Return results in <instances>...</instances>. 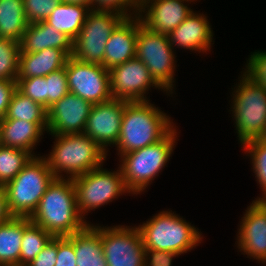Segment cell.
Masks as SVG:
<instances>
[{"instance_id": "obj_1", "label": "cell", "mask_w": 266, "mask_h": 266, "mask_svg": "<svg viewBox=\"0 0 266 266\" xmlns=\"http://www.w3.org/2000/svg\"><path fill=\"white\" fill-rule=\"evenodd\" d=\"M29 219L53 237L70 236L89 224L78 212L73 180L66 178L53 179Z\"/></svg>"}, {"instance_id": "obj_2", "label": "cell", "mask_w": 266, "mask_h": 266, "mask_svg": "<svg viewBox=\"0 0 266 266\" xmlns=\"http://www.w3.org/2000/svg\"><path fill=\"white\" fill-rule=\"evenodd\" d=\"M172 121L150 101L129 102L123 112L118 142L114 146L118 155L162 140L175 127Z\"/></svg>"}, {"instance_id": "obj_3", "label": "cell", "mask_w": 266, "mask_h": 266, "mask_svg": "<svg viewBox=\"0 0 266 266\" xmlns=\"http://www.w3.org/2000/svg\"><path fill=\"white\" fill-rule=\"evenodd\" d=\"M52 136L54 147L43 157L55 178L73 179L104 165L107 153L84 133Z\"/></svg>"}, {"instance_id": "obj_4", "label": "cell", "mask_w": 266, "mask_h": 266, "mask_svg": "<svg viewBox=\"0 0 266 266\" xmlns=\"http://www.w3.org/2000/svg\"><path fill=\"white\" fill-rule=\"evenodd\" d=\"M177 128L174 127L162 140L126 154L120 155L119 168L130 194L144 192L165 168L175 148Z\"/></svg>"}, {"instance_id": "obj_5", "label": "cell", "mask_w": 266, "mask_h": 266, "mask_svg": "<svg viewBox=\"0 0 266 266\" xmlns=\"http://www.w3.org/2000/svg\"><path fill=\"white\" fill-rule=\"evenodd\" d=\"M137 228L145 249L169 251L179 255L190 252L203 239L197 227L174 214L172 210L160 211Z\"/></svg>"}, {"instance_id": "obj_6", "label": "cell", "mask_w": 266, "mask_h": 266, "mask_svg": "<svg viewBox=\"0 0 266 266\" xmlns=\"http://www.w3.org/2000/svg\"><path fill=\"white\" fill-rule=\"evenodd\" d=\"M54 178L46 159L33 156L19 174L3 186L10 213L17 217H30Z\"/></svg>"}, {"instance_id": "obj_7", "label": "cell", "mask_w": 266, "mask_h": 266, "mask_svg": "<svg viewBox=\"0 0 266 266\" xmlns=\"http://www.w3.org/2000/svg\"><path fill=\"white\" fill-rule=\"evenodd\" d=\"M232 92L233 101L230 111L235 119L238 140L241 145L249 140L258 139L266 127V90L256 84L244 73L240 76Z\"/></svg>"}, {"instance_id": "obj_8", "label": "cell", "mask_w": 266, "mask_h": 266, "mask_svg": "<svg viewBox=\"0 0 266 266\" xmlns=\"http://www.w3.org/2000/svg\"><path fill=\"white\" fill-rule=\"evenodd\" d=\"M174 49L168 35L147 29L138 17L136 57L145 64L151 77L167 95L175 91L173 87L177 61Z\"/></svg>"}, {"instance_id": "obj_9", "label": "cell", "mask_w": 266, "mask_h": 266, "mask_svg": "<svg viewBox=\"0 0 266 266\" xmlns=\"http://www.w3.org/2000/svg\"><path fill=\"white\" fill-rule=\"evenodd\" d=\"M76 193L78 212L85 219L86 214L107 205L119 196L129 193L121 170L109 171L103 165L72 179Z\"/></svg>"}, {"instance_id": "obj_10", "label": "cell", "mask_w": 266, "mask_h": 266, "mask_svg": "<svg viewBox=\"0 0 266 266\" xmlns=\"http://www.w3.org/2000/svg\"><path fill=\"white\" fill-rule=\"evenodd\" d=\"M124 19L118 13L91 9L78 37L73 41L72 56L84 63L103 66L106 43Z\"/></svg>"}, {"instance_id": "obj_11", "label": "cell", "mask_w": 266, "mask_h": 266, "mask_svg": "<svg viewBox=\"0 0 266 266\" xmlns=\"http://www.w3.org/2000/svg\"><path fill=\"white\" fill-rule=\"evenodd\" d=\"M69 92L92 104L110 100V74L102 65L84 63L70 56L65 65Z\"/></svg>"}, {"instance_id": "obj_12", "label": "cell", "mask_w": 266, "mask_h": 266, "mask_svg": "<svg viewBox=\"0 0 266 266\" xmlns=\"http://www.w3.org/2000/svg\"><path fill=\"white\" fill-rule=\"evenodd\" d=\"M101 240L108 266H144L145 247L137 226H102Z\"/></svg>"}, {"instance_id": "obj_13", "label": "cell", "mask_w": 266, "mask_h": 266, "mask_svg": "<svg viewBox=\"0 0 266 266\" xmlns=\"http://www.w3.org/2000/svg\"><path fill=\"white\" fill-rule=\"evenodd\" d=\"M112 97L128 102L150 101L145 95L151 87L163 90L151 77L145 64L134 57L109 70Z\"/></svg>"}, {"instance_id": "obj_14", "label": "cell", "mask_w": 266, "mask_h": 266, "mask_svg": "<svg viewBox=\"0 0 266 266\" xmlns=\"http://www.w3.org/2000/svg\"><path fill=\"white\" fill-rule=\"evenodd\" d=\"M92 106L91 102L68 92L47 109V133L50 135L84 133Z\"/></svg>"}, {"instance_id": "obj_15", "label": "cell", "mask_w": 266, "mask_h": 266, "mask_svg": "<svg viewBox=\"0 0 266 266\" xmlns=\"http://www.w3.org/2000/svg\"><path fill=\"white\" fill-rule=\"evenodd\" d=\"M128 101L111 98L93 104L87 119L84 134L96 141L107 153L108 146L118 142L123 112Z\"/></svg>"}, {"instance_id": "obj_16", "label": "cell", "mask_w": 266, "mask_h": 266, "mask_svg": "<svg viewBox=\"0 0 266 266\" xmlns=\"http://www.w3.org/2000/svg\"><path fill=\"white\" fill-rule=\"evenodd\" d=\"M237 248L247 257L266 264V209L253 200L241 218Z\"/></svg>"}, {"instance_id": "obj_17", "label": "cell", "mask_w": 266, "mask_h": 266, "mask_svg": "<svg viewBox=\"0 0 266 266\" xmlns=\"http://www.w3.org/2000/svg\"><path fill=\"white\" fill-rule=\"evenodd\" d=\"M193 0H147L138 7V17L147 29L169 35L193 11Z\"/></svg>"}, {"instance_id": "obj_18", "label": "cell", "mask_w": 266, "mask_h": 266, "mask_svg": "<svg viewBox=\"0 0 266 266\" xmlns=\"http://www.w3.org/2000/svg\"><path fill=\"white\" fill-rule=\"evenodd\" d=\"M207 16L203 13L192 11L189 16L169 35V41L174 48H183L196 52L207 53L210 51L213 30ZM174 45V46H173Z\"/></svg>"}, {"instance_id": "obj_19", "label": "cell", "mask_w": 266, "mask_h": 266, "mask_svg": "<svg viewBox=\"0 0 266 266\" xmlns=\"http://www.w3.org/2000/svg\"><path fill=\"white\" fill-rule=\"evenodd\" d=\"M138 16L125 18L106 43L103 66L110 70L136 57Z\"/></svg>"}, {"instance_id": "obj_20", "label": "cell", "mask_w": 266, "mask_h": 266, "mask_svg": "<svg viewBox=\"0 0 266 266\" xmlns=\"http://www.w3.org/2000/svg\"><path fill=\"white\" fill-rule=\"evenodd\" d=\"M19 44L20 53H34L47 48H58L64 50L69 56L73 54V40L46 21L28 23Z\"/></svg>"}, {"instance_id": "obj_21", "label": "cell", "mask_w": 266, "mask_h": 266, "mask_svg": "<svg viewBox=\"0 0 266 266\" xmlns=\"http://www.w3.org/2000/svg\"><path fill=\"white\" fill-rule=\"evenodd\" d=\"M70 56L61 49L47 48L34 53H20L17 79L46 76L63 68Z\"/></svg>"}, {"instance_id": "obj_22", "label": "cell", "mask_w": 266, "mask_h": 266, "mask_svg": "<svg viewBox=\"0 0 266 266\" xmlns=\"http://www.w3.org/2000/svg\"><path fill=\"white\" fill-rule=\"evenodd\" d=\"M96 225L89 223L83 230L66 236L74 245L76 266H108L102 248L101 226Z\"/></svg>"}, {"instance_id": "obj_23", "label": "cell", "mask_w": 266, "mask_h": 266, "mask_svg": "<svg viewBox=\"0 0 266 266\" xmlns=\"http://www.w3.org/2000/svg\"><path fill=\"white\" fill-rule=\"evenodd\" d=\"M44 131L36 124L25 120H0V137L3 146L27 150L33 156Z\"/></svg>"}, {"instance_id": "obj_24", "label": "cell", "mask_w": 266, "mask_h": 266, "mask_svg": "<svg viewBox=\"0 0 266 266\" xmlns=\"http://www.w3.org/2000/svg\"><path fill=\"white\" fill-rule=\"evenodd\" d=\"M90 9L80 4L61 2L45 20L73 41L78 37Z\"/></svg>"}, {"instance_id": "obj_25", "label": "cell", "mask_w": 266, "mask_h": 266, "mask_svg": "<svg viewBox=\"0 0 266 266\" xmlns=\"http://www.w3.org/2000/svg\"><path fill=\"white\" fill-rule=\"evenodd\" d=\"M24 217L13 216L0 225V266H19Z\"/></svg>"}, {"instance_id": "obj_26", "label": "cell", "mask_w": 266, "mask_h": 266, "mask_svg": "<svg viewBox=\"0 0 266 266\" xmlns=\"http://www.w3.org/2000/svg\"><path fill=\"white\" fill-rule=\"evenodd\" d=\"M15 119L36 123L44 132H47V109L18 89L13 93L6 115L1 120Z\"/></svg>"}, {"instance_id": "obj_27", "label": "cell", "mask_w": 266, "mask_h": 266, "mask_svg": "<svg viewBox=\"0 0 266 266\" xmlns=\"http://www.w3.org/2000/svg\"><path fill=\"white\" fill-rule=\"evenodd\" d=\"M27 26L23 0H0V37L20 42Z\"/></svg>"}, {"instance_id": "obj_28", "label": "cell", "mask_w": 266, "mask_h": 266, "mask_svg": "<svg viewBox=\"0 0 266 266\" xmlns=\"http://www.w3.org/2000/svg\"><path fill=\"white\" fill-rule=\"evenodd\" d=\"M53 236L41 226L31 222L29 217H24V234L22 237L19 266H26L43 249Z\"/></svg>"}, {"instance_id": "obj_29", "label": "cell", "mask_w": 266, "mask_h": 266, "mask_svg": "<svg viewBox=\"0 0 266 266\" xmlns=\"http://www.w3.org/2000/svg\"><path fill=\"white\" fill-rule=\"evenodd\" d=\"M33 155L27 150L0 146V186L13 180Z\"/></svg>"}, {"instance_id": "obj_30", "label": "cell", "mask_w": 266, "mask_h": 266, "mask_svg": "<svg viewBox=\"0 0 266 266\" xmlns=\"http://www.w3.org/2000/svg\"><path fill=\"white\" fill-rule=\"evenodd\" d=\"M19 42L0 37V80L16 81L19 73Z\"/></svg>"}, {"instance_id": "obj_31", "label": "cell", "mask_w": 266, "mask_h": 266, "mask_svg": "<svg viewBox=\"0 0 266 266\" xmlns=\"http://www.w3.org/2000/svg\"><path fill=\"white\" fill-rule=\"evenodd\" d=\"M241 146L252 159V169L263 194L266 192V143L258 138L244 142Z\"/></svg>"}, {"instance_id": "obj_32", "label": "cell", "mask_w": 266, "mask_h": 266, "mask_svg": "<svg viewBox=\"0 0 266 266\" xmlns=\"http://www.w3.org/2000/svg\"><path fill=\"white\" fill-rule=\"evenodd\" d=\"M46 78V109L63 98L68 92V81L65 66L45 76Z\"/></svg>"}, {"instance_id": "obj_33", "label": "cell", "mask_w": 266, "mask_h": 266, "mask_svg": "<svg viewBox=\"0 0 266 266\" xmlns=\"http://www.w3.org/2000/svg\"><path fill=\"white\" fill-rule=\"evenodd\" d=\"M62 0H23L28 23L45 21Z\"/></svg>"}, {"instance_id": "obj_34", "label": "cell", "mask_w": 266, "mask_h": 266, "mask_svg": "<svg viewBox=\"0 0 266 266\" xmlns=\"http://www.w3.org/2000/svg\"><path fill=\"white\" fill-rule=\"evenodd\" d=\"M17 89L33 101L46 108V78L45 76L16 79Z\"/></svg>"}, {"instance_id": "obj_35", "label": "cell", "mask_w": 266, "mask_h": 266, "mask_svg": "<svg viewBox=\"0 0 266 266\" xmlns=\"http://www.w3.org/2000/svg\"><path fill=\"white\" fill-rule=\"evenodd\" d=\"M92 10L110 11L125 18L138 16V5L135 0H92Z\"/></svg>"}, {"instance_id": "obj_36", "label": "cell", "mask_w": 266, "mask_h": 266, "mask_svg": "<svg viewBox=\"0 0 266 266\" xmlns=\"http://www.w3.org/2000/svg\"><path fill=\"white\" fill-rule=\"evenodd\" d=\"M246 64L243 73L266 90V51L253 52Z\"/></svg>"}, {"instance_id": "obj_37", "label": "cell", "mask_w": 266, "mask_h": 266, "mask_svg": "<svg viewBox=\"0 0 266 266\" xmlns=\"http://www.w3.org/2000/svg\"><path fill=\"white\" fill-rule=\"evenodd\" d=\"M55 266H76L73 243L66 237H57V255Z\"/></svg>"}, {"instance_id": "obj_38", "label": "cell", "mask_w": 266, "mask_h": 266, "mask_svg": "<svg viewBox=\"0 0 266 266\" xmlns=\"http://www.w3.org/2000/svg\"><path fill=\"white\" fill-rule=\"evenodd\" d=\"M57 255V237H53L41 252L26 266H55Z\"/></svg>"}, {"instance_id": "obj_39", "label": "cell", "mask_w": 266, "mask_h": 266, "mask_svg": "<svg viewBox=\"0 0 266 266\" xmlns=\"http://www.w3.org/2000/svg\"><path fill=\"white\" fill-rule=\"evenodd\" d=\"M180 256L177 253L162 250H144V266H172L174 257Z\"/></svg>"}, {"instance_id": "obj_40", "label": "cell", "mask_w": 266, "mask_h": 266, "mask_svg": "<svg viewBox=\"0 0 266 266\" xmlns=\"http://www.w3.org/2000/svg\"><path fill=\"white\" fill-rule=\"evenodd\" d=\"M16 89V81L0 80V120L5 117L12 95Z\"/></svg>"}, {"instance_id": "obj_41", "label": "cell", "mask_w": 266, "mask_h": 266, "mask_svg": "<svg viewBox=\"0 0 266 266\" xmlns=\"http://www.w3.org/2000/svg\"><path fill=\"white\" fill-rule=\"evenodd\" d=\"M12 217L13 215L10 213L8 208L5 189L3 186H0V225L6 223Z\"/></svg>"}, {"instance_id": "obj_42", "label": "cell", "mask_w": 266, "mask_h": 266, "mask_svg": "<svg viewBox=\"0 0 266 266\" xmlns=\"http://www.w3.org/2000/svg\"><path fill=\"white\" fill-rule=\"evenodd\" d=\"M62 2L80 4L88 7L90 10L92 9V0H62Z\"/></svg>"}, {"instance_id": "obj_43", "label": "cell", "mask_w": 266, "mask_h": 266, "mask_svg": "<svg viewBox=\"0 0 266 266\" xmlns=\"http://www.w3.org/2000/svg\"><path fill=\"white\" fill-rule=\"evenodd\" d=\"M255 200L266 209V192L261 197L255 198Z\"/></svg>"}, {"instance_id": "obj_44", "label": "cell", "mask_w": 266, "mask_h": 266, "mask_svg": "<svg viewBox=\"0 0 266 266\" xmlns=\"http://www.w3.org/2000/svg\"><path fill=\"white\" fill-rule=\"evenodd\" d=\"M259 139L266 143V127L263 131V134L261 135V137Z\"/></svg>"}, {"instance_id": "obj_45", "label": "cell", "mask_w": 266, "mask_h": 266, "mask_svg": "<svg viewBox=\"0 0 266 266\" xmlns=\"http://www.w3.org/2000/svg\"><path fill=\"white\" fill-rule=\"evenodd\" d=\"M147 0H135L136 4L138 5V7Z\"/></svg>"}]
</instances>
